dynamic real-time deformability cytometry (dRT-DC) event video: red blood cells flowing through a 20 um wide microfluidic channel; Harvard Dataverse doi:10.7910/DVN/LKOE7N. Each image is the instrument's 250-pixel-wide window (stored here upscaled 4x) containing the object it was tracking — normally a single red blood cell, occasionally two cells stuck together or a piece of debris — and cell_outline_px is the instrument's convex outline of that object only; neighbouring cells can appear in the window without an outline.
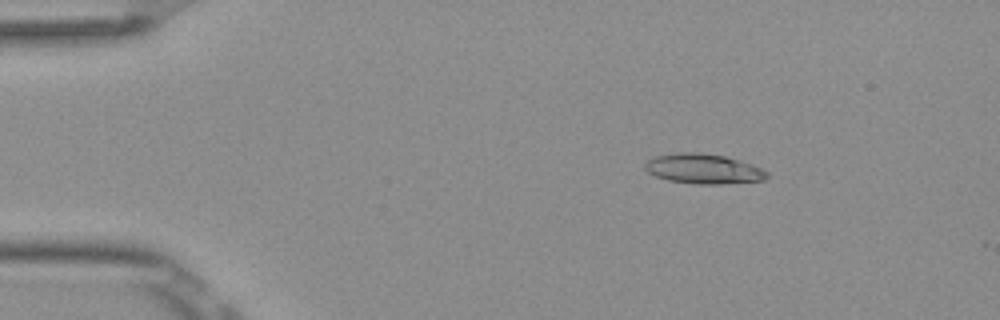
{"species": "Egyptian fruit bat (a non-hibernating species)", "species_latin": "Rousettus aegyptiacus", "temperature_condition": "room temperature", "stored_images_in_passage": 5, "camera_frame_rate_fps": 3000, "um_per_image_px": 0.085, "frame": {"image": 1, "passage_image": 3, "time_ms": 0.667, "image_size_px": [1000, 320], "cell_outline_px": [[768, 176], [764, 180], [720, 184], [696, 184], [668, 180], [656, 176], [648, 172], [644, 168], [644, 164], [648, 160], [656, 156], [680, 152], [696, 152], [724, 156], [740, 160], [752, 164], [768, 172]], "centroid_in_image_um": [59.79, 14.35], "position_along_channel_um": 25.2, "area_um2": 21.15}}